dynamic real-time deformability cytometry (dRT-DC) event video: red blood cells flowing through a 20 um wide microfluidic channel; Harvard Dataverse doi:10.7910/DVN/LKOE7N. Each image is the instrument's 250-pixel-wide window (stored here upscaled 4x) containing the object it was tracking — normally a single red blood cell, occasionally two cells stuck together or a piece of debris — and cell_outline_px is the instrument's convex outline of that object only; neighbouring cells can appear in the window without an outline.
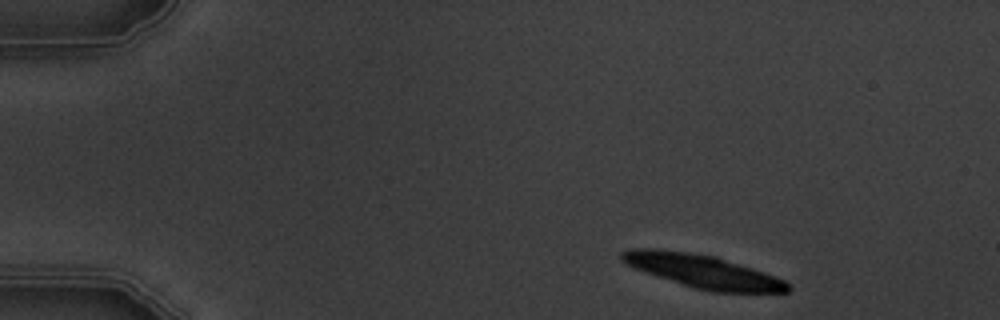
{"species": "common noctule bat (a hibernating species)", "species_latin": "Nyctalus noctula", "temperature_condition": "warm", "stored_images_in_passage": 6, "camera_frame_rate_fps": 3000, "um_per_image_px": 0.085, "animal": {"sex": "male", "body_mass_g": 19.5, "forearm_length_mm": 54.6}, "frame": {"image": 1, "passage_image": 1, "time_ms": 0.0, "image_size_px": [1000, 320], "cell_outline_px": [[792, 288], [788, 292], [712, 292], [692, 288], [636, 268], [620, 260], [620, 252], [632, 248], [656, 248], [688, 252], [716, 256], [764, 272], [784, 280], [792, 284]], "centroid_in_image_um": [59.77, 23.06], "position_along_channel_um": 25.2, "area_um2": 32.02}}